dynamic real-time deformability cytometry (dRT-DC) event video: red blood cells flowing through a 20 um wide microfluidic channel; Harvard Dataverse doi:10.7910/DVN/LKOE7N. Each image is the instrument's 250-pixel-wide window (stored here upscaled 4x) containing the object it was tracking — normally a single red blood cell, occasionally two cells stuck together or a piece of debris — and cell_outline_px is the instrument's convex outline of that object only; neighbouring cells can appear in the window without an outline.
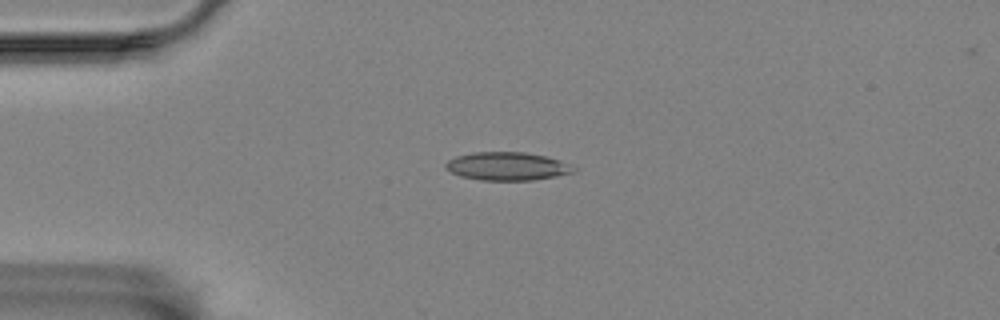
{"species": "Egyptian fruit bat (a non-hibernating species)", "species_latin": "Rousettus aegyptiacus", "temperature_condition": "room temperature", "stored_images_in_passage": 19, "camera_frame_rate_fps": 3000, "um_per_image_px": 0.085, "animal": {"sex": "female"}, "frame": {"image": 1, "passage_image": 1, "time_ms": 0.0, "image_size_px": [1000, 320], "cell_outline_px": [[576, 172], [556, 176], [532, 180], [480, 180], [460, 176], [452, 172], [444, 164], [448, 160], [456, 156], [472, 152], [524, 152], [544, 156], [568, 164], [576, 168]], "centroid_in_image_um": [43.09, 14.13], "position_along_channel_um": 41.9, "area_um2": 20.81}}
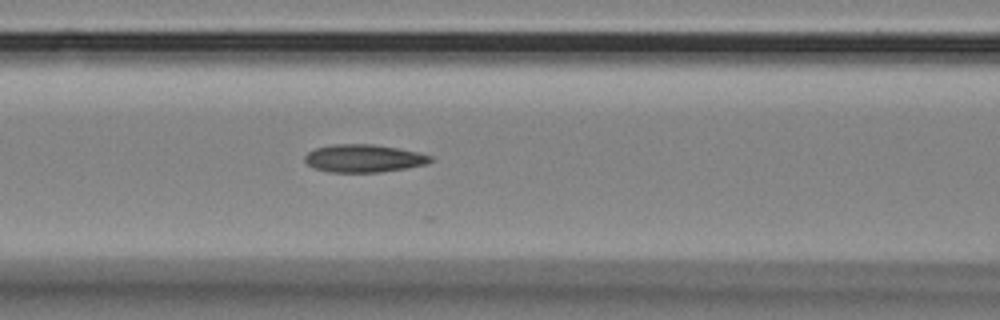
{"frame": {"image": 2, "passage_image": 11, "time_ms": 3.333, "image_size_px": [1000, 320], "cell_outline_px": [[432, 160], [428, 164], [380, 172], [328, 172], [312, 168], [304, 160], [304, 156], [308, 152], [316, 148], [332, 144], [372, 144], [396, 148], [416, 152], [432, 156]], "centroid_in_image_um": [30.87, 13.46], "position_along_channel_um": 135.7, "area_um2": 20.29}}
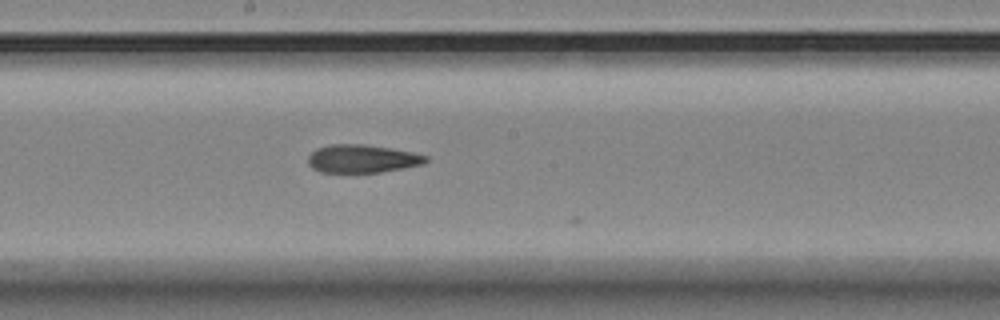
{"frame": {"image": 3, "passage_image": 18, "time_ms": 5.667, "image_size_px": [1000, 320], "cell_outline_px": [[428, 160], [424, 164], [404, 168], [380, 172], [320, 172], [312, 168], [308, 164], [308, 156], [316, 148], [332, 144], [364, 144], [412, 152], [428, 156]], "centroid_in_image_um": [30.78, 13.49], "position_along_channel_um": 217.4, "area_um2": 19.25}}